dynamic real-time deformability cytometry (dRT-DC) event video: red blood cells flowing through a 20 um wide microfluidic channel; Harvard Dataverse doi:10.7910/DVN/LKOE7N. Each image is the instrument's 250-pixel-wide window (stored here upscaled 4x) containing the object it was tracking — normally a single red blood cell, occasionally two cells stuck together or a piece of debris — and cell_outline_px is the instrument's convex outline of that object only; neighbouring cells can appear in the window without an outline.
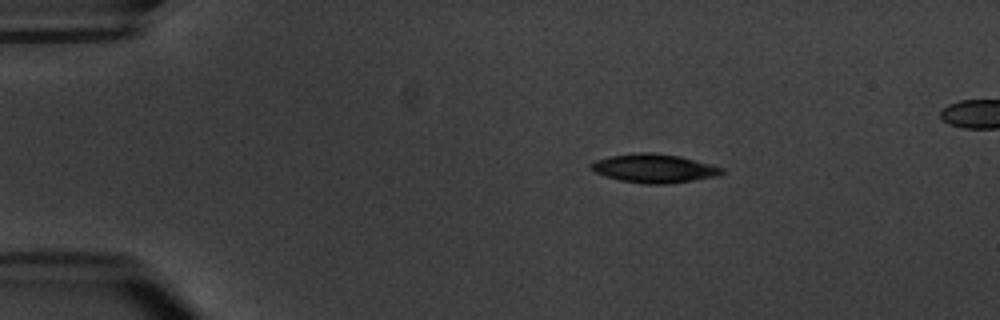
{"species": "common noctule bat (a hibernating species)", "species_latin": "Nyctalus noctula", "temperature_condition": "warm", "stored_images_in_passage": 4, "segment_of_instrument_passage": [1, 2], "camera_frame_rate_fps": 3000, "um_per_image_px": 0.085, "animal": {"sex": "male", "body_mass_g": 20.1, "forearm_length_mm": 53.5}, "frame": {"image": 1, "passage_image": 1, "time_ms": 0.0, "image_size_px": [1000, 320], "cell_outline_px": [[724, 172], [720, 176], [668, 184], [644, 184], [620, 180], [604, 176], [588, 168], [588, 164], [596, 160], [608, 156], [640, 152], [652, 152], [680, 156], [712, 164], [724, 168]], "centroid_in_image_um": [55.6, 14.31], "position_along_channel_um": 29.4, "area_um2": 22.2}}